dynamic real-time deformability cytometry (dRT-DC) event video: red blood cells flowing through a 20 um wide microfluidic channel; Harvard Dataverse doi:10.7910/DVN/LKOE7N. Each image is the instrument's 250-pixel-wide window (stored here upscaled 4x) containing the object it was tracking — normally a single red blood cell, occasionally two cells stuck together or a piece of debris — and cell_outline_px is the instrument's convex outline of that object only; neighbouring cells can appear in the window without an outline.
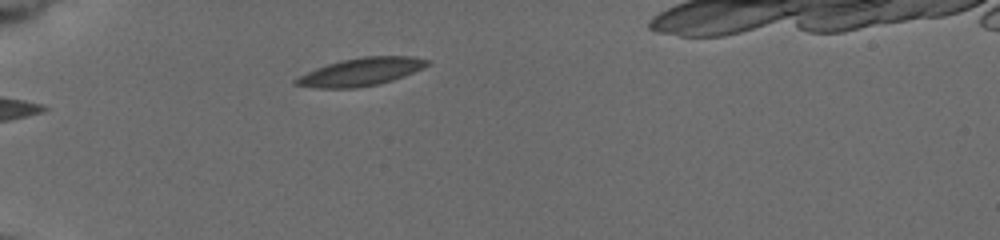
{"species": "common noctule bat (a hibernating species)", "species_latin": "Nyctalus noctula", "temperature_condition": "cold", "stored_images_in_passage": 5, "camera_frame_rate_fps": 3000, "um_per_image_px": 0.085, "animal": {"sex": "female", "body_mass_g": 19.5, "forearm_length_mm": 54.1}, "frame": {"image": 1, "passage_image": 5, "time_ms": 2.333, "image_size_px": [1000, 240], "cell_outline_px": [[432, 64], [424, 68], [404, 76], [380, 84], [356, 88], [316, 88], [292, 84], [292, 80], [316, 68], [340, 60], [364, 56], [412, 56], [428, 60]], "centroid_in_image_um": [30.7, 6.11], "position_along_channel_um": 54.3, "area_um2": 21.44}}